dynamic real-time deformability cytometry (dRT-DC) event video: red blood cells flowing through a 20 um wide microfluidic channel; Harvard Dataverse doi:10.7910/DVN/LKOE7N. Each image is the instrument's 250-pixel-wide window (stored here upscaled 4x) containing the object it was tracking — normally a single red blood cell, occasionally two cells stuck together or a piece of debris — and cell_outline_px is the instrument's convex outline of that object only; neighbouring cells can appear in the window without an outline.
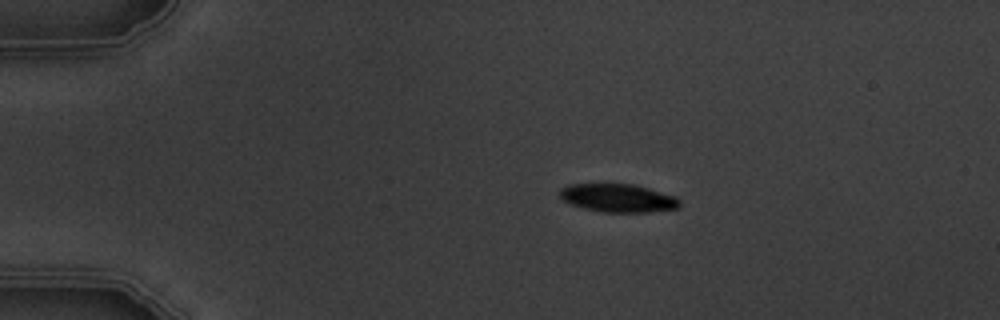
{"species": "common noctule bat (a hibernating species)", "species_latin": "Nyctalus noctula", "temperature_condition": "warm", "stored_images_in_passage": 4, "camera_frame_rate_fps": 3000, "um_per_image_px": 0.085, "animal": {"sex": "male", "body_mass_g": 19.5, "forearm_length_mm": 54.6}, "frame": {"image": 1, "passage_image": 3, "time_ms": 2.333, "image_size_px": [1000, 320], "cell_outline_px": [[680, 208], [648, 212], [600, 212], [568, 204], [560, 196], [560, 188], [568, 184], [632, 184], [648, 188], [676, 196], [680, 200]], "centroid_in_image_um": [52.53, 16.83], "position_along_channel_um": 32.5, "area_um2": 19.83}}